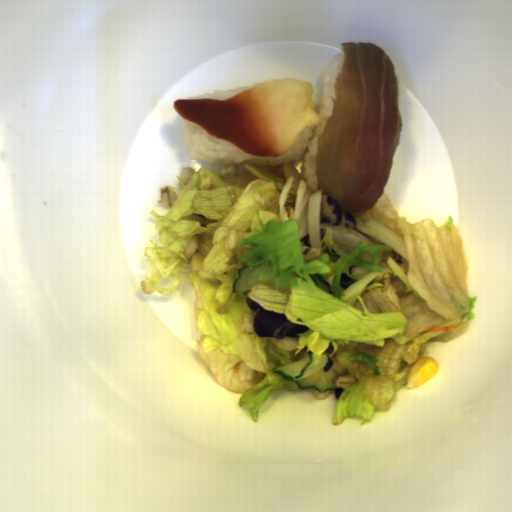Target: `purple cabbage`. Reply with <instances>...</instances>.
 Returning a JSON list of instances; mask_svg holds the SVG:
<instances>
[{
  "label": "purple cabbage",
  "mask_w": 512,
  "mask_h": 512,
  "mask_svg": "<svg viewBox=\"0 0 512 512\" xmlns=\"http://www.w3.org/2000/svg\"><path fill=\"white\" fill-rule=\"evenodd\" d=\"M333 389H334V398L338 399L343 389L340 388L339 386H336V388H333Z\"/></svg>",
  "instance_id": "obj_5"
},
{
  "label": "purple cabbage",
  "mask_w": 512,
  "mask_h": 512,
  "mask_svg": "<svg viewBox=\"0 0 512 512\" xmlns=\"http://www.w3.org/2000/svg\"><path fill=\"white\" fill-rule=\"evenodd\" d=\"M333 361H334V359H331V358L328 359L326 365L323 367L324 372H328L330 368L332 369Z\"/></svg>",
  "instance_id": "obj_4"
},
{
  "label": "purple cabbage",
  "mask_w": 512,
  "mask_h": 512,
  "mask_svg": "<svg viewBox=\"0 0 512 512\" xmlns=\"http://www.w3.org/2000/svg\"><path fill=\"white\" fill-rule=\"evenodd\" d=\"M246 303L252 311H257L252 318L253 332L258 337L282 339L285 336H299L310 327L290 323L282 313L264 310L262 306L247 296Z\"/></svg>",
  "instance_id": "obj_1"
},
{
  "label": "purple cabbage",
  "mask_w": 512,
  "mask_h": 512,
  "mask_svg": "<svg viewBox=\"0 0 512 512\" xmlns=\"http://www.w3.org/2000/svg\"><path fill=\"white\" fill-rule=\"evenodd\" d=\"M321 221L319 230H325L329 225H341L351 230H356L357 220L354 213L350 211L342 212L341 204L338 199H334L327 194L321 195L320 200Z\"/></svg>",
  "instance_id": "obj_2"
},
{
  "label": "purple cabbage",
  "mask_w": 512,
  "mask_h": 512,
  "mask_svg": "<svg viewBox=\"0 0 512 512\" xmlns=\"http://www.w3.org/2000/svg\"><path fill=\"white\" fill-rule=\"evenodd\" d=\"M355 281V278H351L343 272L340 273L338 279L339 287L341 288V290L349 289L355 283Z\"/></svg>",
  "instance_id": "obj_3"
}]
</instances>
